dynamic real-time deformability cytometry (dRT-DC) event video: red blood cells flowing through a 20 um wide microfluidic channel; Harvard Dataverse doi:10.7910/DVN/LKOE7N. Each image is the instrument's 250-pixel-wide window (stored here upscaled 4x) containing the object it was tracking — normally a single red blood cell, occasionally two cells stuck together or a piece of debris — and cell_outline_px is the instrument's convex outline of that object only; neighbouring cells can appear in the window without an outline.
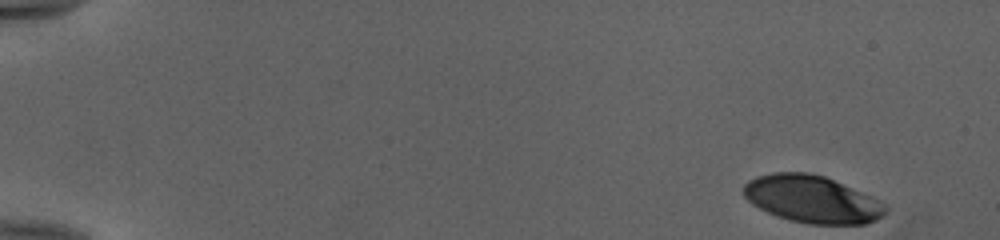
{"species": "human", "species_latin": "Homo sapiens", "temperature_condition": "cold", "stored_images_in_passage": 50, "camera_frame_rate_fps": 3000, "um_per_image_px": 0.085, "donor": {"sex": "female"}, "frame": {"image": 1, "passage_image": 1, "time_ms": 0.0, "image_size_px": [1000, 240], "cell_outline_px": [[888, 212], [884, 216], [876, 220], [864, 224], [808, 224], [788, 220], [776, 216], [752, 204], [744, 196], [744, 184], [748, 180], [756, 176], [772, 172], [808, 172], [824, 176], [872, 196], [888, 204]], "centroid_in_image_um": [69.06, 16.93], "position_along_channel_um": 15.9, "area_um2": 39.48}}
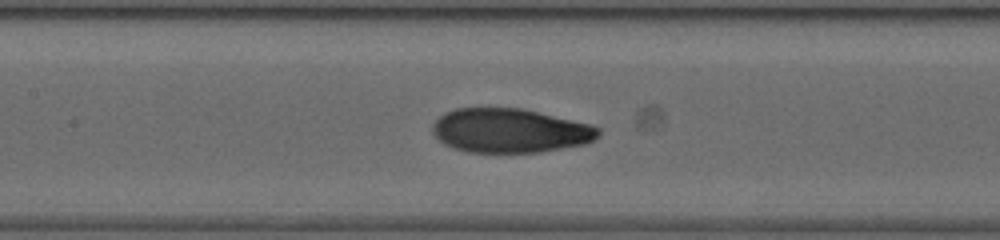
{"frame": {"image": 2, "passage_image": 24, "time_ms": 7.667, "image_size_px": [1000, 240], "cell_outline_px": [[600, 136], [584, 144], [540, 152], [468, 152], [452, 148], [444, 144], [432, 132], [432, 124], [444, 112], [456, 108], [520, 108], [572, 120], [588, 124], [600, 128]], "centroid_in_image_um": [43.31, 11.1], "position_along_channel_um": 164.1, "area_um2": 42.48}}
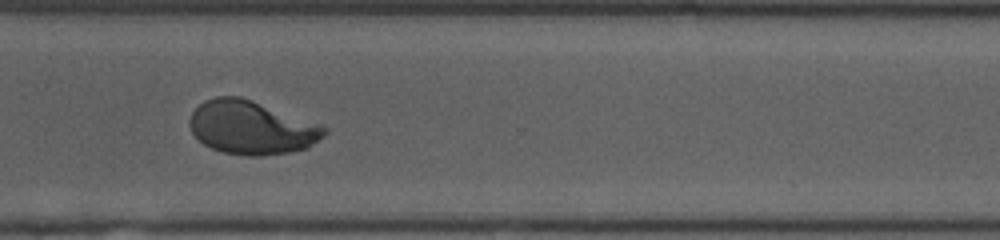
{"frame": {"image": 3, "passage_image": 38, "time_ms": 12.333, "image_size_px": [1000, 240], "cell_outline_px": [[328, 132], [324, 136], [308, 148], [288, 152], [260, 156], [248, 156], [224, 152], [212, 148], [204, 144], [192, 132], [188, 124], [188, 120], [192, 112], [204, 100], [216, 96], [240, 96], [252, 100], [328, 128]], "centroid_in_image_um": [21.35, 10.84], "position_along_channel_um": 349.3, "area_um2": 41.67}, "authors_computed_cell_mechanics": {"area_um2": 41.7605, "velocity_mm_per_s": 3.9827, "shape_relaxation_time_tau1_ms": 5.044, "shape_relaxation_time_tau2_ms": 0.6553, "deformation_change_tau1": 0.227, "deformation_change_tau2": 0.0534}}